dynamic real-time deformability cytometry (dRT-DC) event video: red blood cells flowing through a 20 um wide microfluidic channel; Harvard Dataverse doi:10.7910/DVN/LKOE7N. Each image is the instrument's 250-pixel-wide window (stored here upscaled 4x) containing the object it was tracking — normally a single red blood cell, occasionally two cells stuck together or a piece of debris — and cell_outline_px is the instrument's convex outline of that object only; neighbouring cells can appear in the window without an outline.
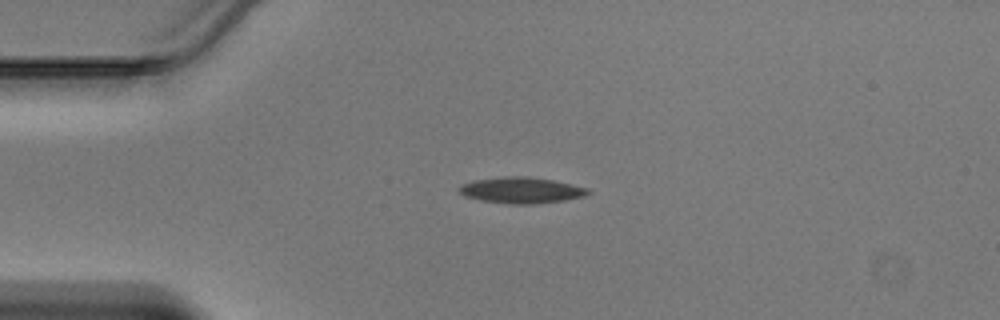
{"species": "Egyptian fruit bat (a non-hibernating species)", "species_latin": "Rousettus aegyptiacus", "temperature_condition": "warm", "stored_images_in_passage": 36, "camera_frame_rate_fps": 3000, "um_per_image_px": 0.085, "animal": {"sex": "male"}, "frame": {"image": 1, "passage_image": 1, "time_ms": 0.0, "image_size_px": [1000, 320], "cell_outline_px": [[592, 192], [584, 196], [564, 200], [536, 204], [512, 204], [484, 200], [464, 196], [456, 188], [460, 184], [472, 180], [504, 176], [528, 176], [552, 180], [572, 184], [588, 188]], "centroid_in_image_um": [44.3, 16.16], "position_along_channel_um": 40.7, "area_um2": 19.65}}
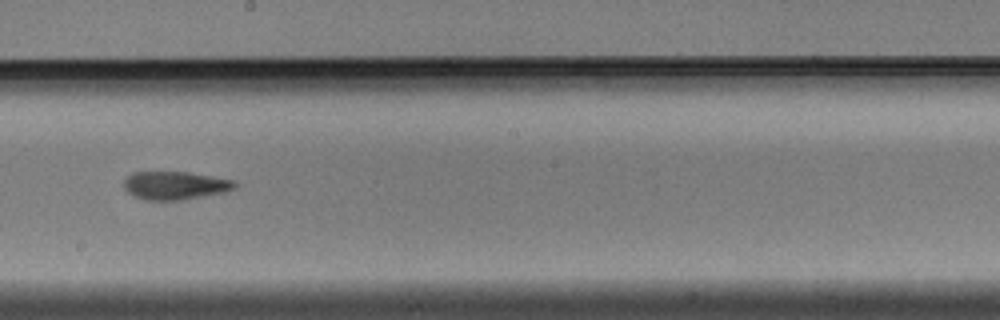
{"frame": {"image": 2, "passage_image": 16, "time_ms": 5.0, "image_size_px": [1000, 320], "cell_outline_px": [[240, 184], [236, 188], [224, 192], [184, 200], [144, 200], [132, 196], [124, 188], [124, 180], [132, 172], [188, 172], [236, 180]], "centroid_in_image_um": [14.92, 15.77], "position_along_channel_um": 233.3, "area_um2": 18.5}}
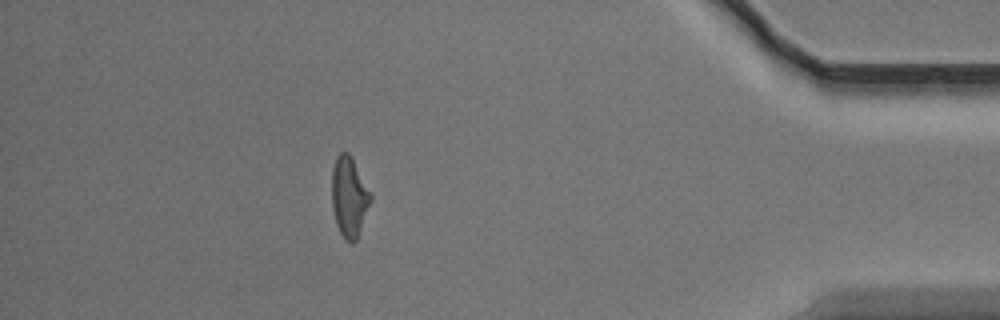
{"frame": {"image": 3, "passage_image": 31, "time_ms": 10.0, "image_size_px": [1000, 320], "cell_outline_px": [[372, 200], [356, 240], [352, 244], [344, 240], [336, 224], [332, 208], [332, 168], [336, 156], [340, 152], [348, 152], [352, 156], [372, 196]], "centroid_in_image_um": [29.67, 16.73], "position_along_channel_um": 405.5, "area_um2": 18.26}}